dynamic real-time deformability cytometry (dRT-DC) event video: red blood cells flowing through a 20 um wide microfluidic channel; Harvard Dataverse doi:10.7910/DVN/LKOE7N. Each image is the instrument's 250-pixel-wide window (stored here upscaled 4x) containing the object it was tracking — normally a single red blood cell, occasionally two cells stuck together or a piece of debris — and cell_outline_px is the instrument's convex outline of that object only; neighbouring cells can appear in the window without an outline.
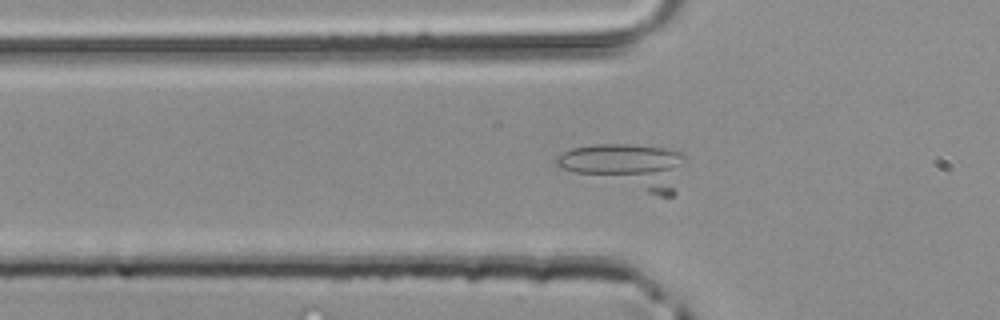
{"species": "common noctule bat (a hibernating species)", "species_latin": "Nyctalus noctula", "temperature_condition": "room temperature", "stored_images_in_passage": 45, "segment_of_instrument_passage": [1, 2], "camera_frame_rate_fps": 3000, "um_per_image_px": 0.085, "animal": {"sex": "male", "body_mass_g": 20.4}, "frame": {"image": 1, "passage_image": 11, "time_ms": 3.333, "image_size_px": [1000, 320], "cell_outline_px": [[688, 156], [676, 192], [672, 196], [660, 196], [560, 168], [556, 164], [556, 156], [572, 148], [596, 144], [628, 144], [664, 148], [684, 152]], "centroid_in_image_um": [53.41, 14.11], "position_along_channel_um": 72.4, "area_um2": 33.7}}